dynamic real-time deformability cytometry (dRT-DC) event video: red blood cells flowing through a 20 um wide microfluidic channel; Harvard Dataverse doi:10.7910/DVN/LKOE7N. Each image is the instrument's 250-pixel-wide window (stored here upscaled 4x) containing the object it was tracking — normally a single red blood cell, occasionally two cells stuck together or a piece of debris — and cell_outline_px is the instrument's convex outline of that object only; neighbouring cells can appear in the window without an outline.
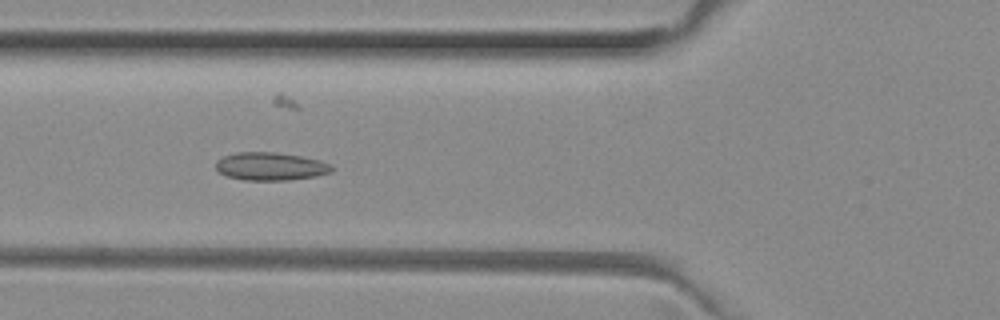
{"species": "common noctule bat (a hibernating species)", "species_latin": "Nyctalus noctula", "temperature_condition": "room temperature", "stored_images_in_passage": 42, "camera_frame_rate_fps": 3000, "um_per_image_px": 0.085, "animal": {"sex": "female", "body_mass_g": 29.2, "forearm_length_mm": 56.3}, "frame": {"image": 1, "passage_image": 8, "time_ms": 2.333, "image_size_px": [1000, 320], "cell_outline_px": [[336, 168], [332, 172], [316, 176], [288, 180], [244, 180], [228, 176], [220, 172], [216, 168], [216, 160], [224, 156], [236, 152], [276, 152], [300, 156], [320, 160], [332, 164]], "centroid_in_image_um": [23.04, 14.14], "position_along_channel_um": 102.8, "area_um2": 19.02}}
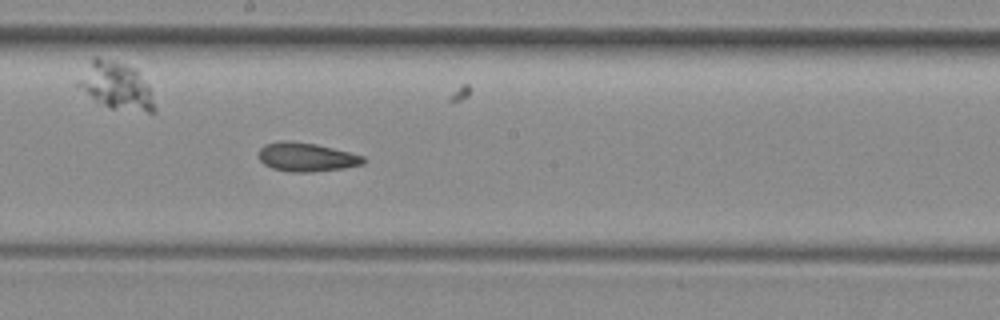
{"frame": {"image": 2, "passage_image": 17, "time_ms": 5.333, "image_size_px": [1000, 320], "cell_outline_px": [[368, 160], [364, 164], [344, 168], [312, 172], [292, 172], [272, 168], [264, 164], [260, 160], [260, 148], [264, 144], [280, 140], [288, 140], [316, 144], [364, 156]], "centroid_in_image_um": [26.06, 13.35], "position_along_channel_um": 222.1, "area_um2": 17.63}}
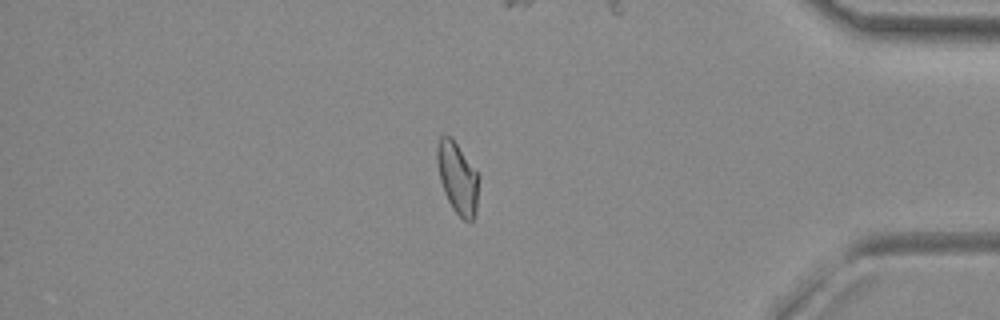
{"frame": {"image": 3, "passage_image": 33, "time_ms": 10.667, "image_size_px": [1000, 320], "cell_outline_px": [[480, 176], [476, 212], [472, 220], [464, 220], [452, 208], [444, 192], [440, 180], [436, 160], [436, 148], [440, 136], [452, 136]], "centroid_in_image_um": [38.9, 15.1], "position_along_channel_um": 396.3, "area_um2": 17.51}, "authors_computed_cell_mechanics": {"area_um2": 17.629, "velocity_mm_per_s": 3.9596, "shape_relaxation_time_tau1_ms": null, "shape_relaxation_time_tau2_ms": 3.0985, "deformation_change_tau1": null, "deformation_change_tau2": 0.0949}}